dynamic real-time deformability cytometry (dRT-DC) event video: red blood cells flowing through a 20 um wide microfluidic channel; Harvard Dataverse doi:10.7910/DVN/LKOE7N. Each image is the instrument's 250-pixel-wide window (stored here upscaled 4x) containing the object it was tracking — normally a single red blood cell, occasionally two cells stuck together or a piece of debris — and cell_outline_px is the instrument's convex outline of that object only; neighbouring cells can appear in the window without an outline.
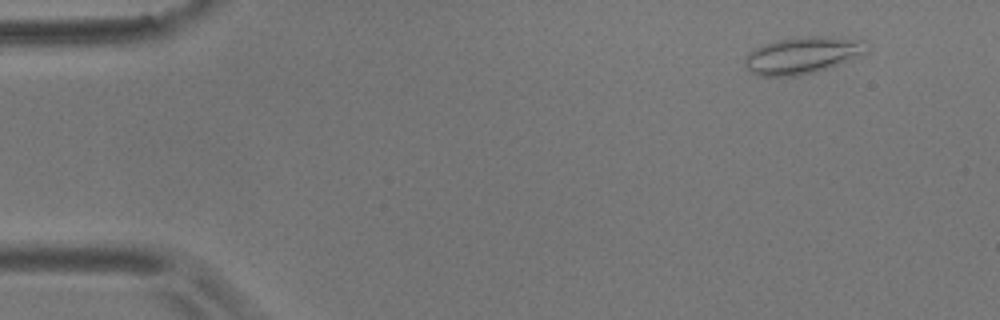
{"species": "common noctule bat (a hibernating species)", "species_latin": "Nyctalus noctula", "temperature_condition": "room temperature", "stored_images_in_passage": 52, "camera_frame_rate_fps": 3000, "um_per_image_px": 0.085, "animal": {"sex": "male", "body_mass_g": 17.9}, "frame": {"image": 1, "passage_image": 1, "time_ms": 0.0, "image_size_px": [1000, 320], "cell_outline_px": [[868, 52], [824, 68], [812, 72], [796, 76], [760, 76], [752, 72], [744, 64], [744, 56], [752, 48], [776, 40], [796, 36], [820, 36], [864, 40]], "centroid_in_image_um": [68.12, 4.67], "position_along_channel_um": 16.9, "area_um2": 25.89}}
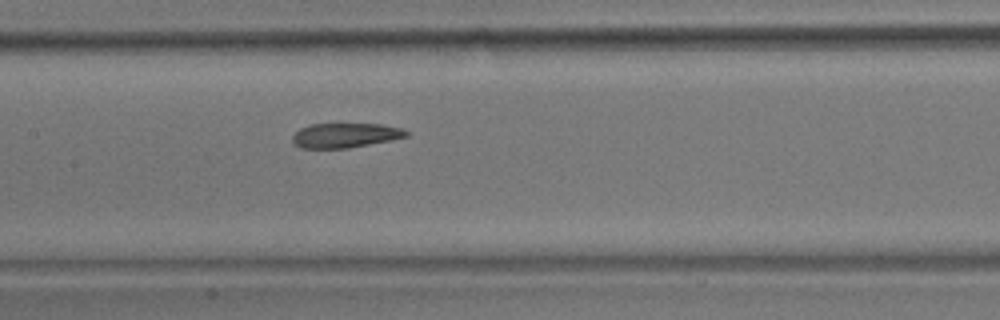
{"frame": {"image": 2, "passage_image": 23, "time_ms": 7.333, "image_size_px": [1000, 320], "cell_outline_px": [[408, 136], [392, 140], [348, 148], [300, 148], [292, 140], [292, 136], [300, 128], [308, 124], [380, 124], [404, 128], [408, 132]], "centroid_in_image_um": [29.36, 11.5], "position_along_channel_um": 178.0, "area_um2": 16.36}}
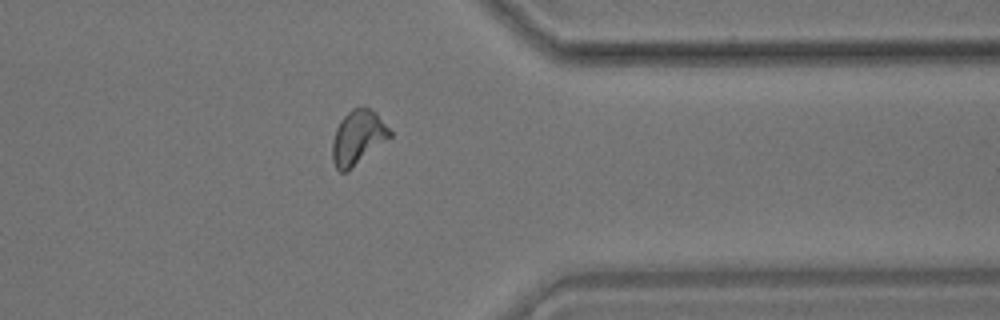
{"frame": {"image": 3, "passage_image": 41, "time_ms": 13.333, "image_size_px": [1000, 320], "cell_outline_px": [[392, 136], [348, 172], [340, 172], [336, 168], [332, 160], [332, 140], [336, 128], [340, 120], [352, 108], [364, 104], [376, 112], [392, 132]], "centroid_in_image_um": [30.41, 11.67], "position_along_channel_um": 381.0, "area_um2": 18.55}, "authors_computed_cell_mechanics": {"area_um2": 17.7446, "velocity_mm_per_s": 3.5311, "shape_relaxation_time_tau1_ms": null, "shape_relaxation_time_tau2_ms": 2.5861, "deformation_change_tau1": null, "deformation_change_tau2": 0.0758}}